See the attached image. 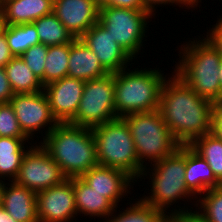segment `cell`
I'll list each match as a JSON object with an SVG mask.
<instances>
[{"label":"cell","mask_w":222,"mask_h":222,"mask_svg":"<svg viewBox=\"0 0 222 222\" xmlns=\"http://www.w3.org/2000/svg\"><path fill=\"white\" fill-rule=\"evenodd\" d=\"M80 178L94 191L103 194L115 207L122 206L119 204L126 201L125 196L128 198V194L132 195L131 191L137 185L126 172L101 165L92 167Z\"/></svg>","instance_id":"4fadbf2b"},{"label":"cell","mask_w":222,"mask_h":222,"mask_svg":"<svg viewBox=\"0 0 222 222\" xmlns=\"http://www.w3.org/2000/svg\"><path fill=\"white\" fill-rule=\"evenodd\" d=\"M66 179L68 178L47 150L40 143H34L25 153L14 181L37 194Z\"/></svg>","instance_id":"8fae6325"},{"label":"cell","mask_w":222,"mask_h":222,"mask_svg":"<svg viewBox=\"0 0 222 222\" xmlns=\"http://www.w3.org/2000/svg\"><path fill=\"white\" fill-rule=\"evenodd\" d=\"M53 13L76 39L98 22L99 7L94 0H56Z\"/></svg>","instance_id":"2e32d148"},{"label":"cell","mask_w":222,"mask_h":222,"mask_svg":"<svg viewBox=\"0 0 222 222\" xmlns=\"http://www.w3.org/2000/svg\"><path fill=\"white\" fill-rule=\"evenodd\" d=\"M164 81L159 112L180 145H191L197 138L211 132V100L199 96L173 70Z\"/></svg>","instance_id":"6da1fadb"},{"label":"cell","mask_w":222,"mask_h":222,"mask_svg":"<svg viewBox=\"0 0 222 222\" xmlns=\"http://www.w3.org/2000/svg\"><path fill=\"white\" fill-rule=\"evenodd\" d=\"M36 201L39 222H76V219L78 220L73 178L38 192Z\"/></svg>","instance_id":"7c38bea8"},{"label":"cell","mask_w":222,"mask_h":222,"mask_svg":"<svg viewBox=\"0 0 222 222\" xmlns=\"http://www.w3.org/2000/svg\"><path fill=\"white\" fill-rule=\"evenodd\" d=\"M0 137L28 138L20 128L10 102L0 104Z\"/></svg>","instance_id":"f546056e"},{"label":"cell","mask_w":222,"mask_h":222,"mask_svg":"<svg viewBox=\"0 0 222 222\" xmlns=\"http://www.w3.org/2000/svg\"><path fill=\"white\" fill-rule=\"evenodd\" d=\"M143 3L147 11L154 17L153 19H155L156 14L159 12L157 8L158 6L159 8L162 6H165L166 8L167 5L173 7L178 6L182 9H188V11L193 9L185 0H143Z\"/></svg>","instance_id":"1f68e13d"},{"label":"cell","mask_w":222,"mask_h":222,"mask_svg":"<svg viewBox=\"0 0 222 222\" xmlns=\"http://www.w3.org/2000/svg\"><path fill=\"white\" fill-rule=\"evenodd\" d=\"M211 133L222 141V109L216 103L212 109Z\"/></svg>","instance_id":"d590c367"},{"label":"cell","mask_w":222,"mask_h":222,"mask_svg":"<svg viewBox=\"0 0 222 222\" xmlns=\"http://www.w3.org/2000/svg\"><path fill=\"white\" fill-rule=\"evenodd\" d=\"M147 68L146 65L129 68L114 73L115 112L117 118L127 115L158 110L161 89L170 75L160 67ZM133 68L132 70H130ZM166 75H165V74Z\"/></svg>","instance_id":"5b68a950"},{"label":"cell","mask_w":222,"mask_h":222,"mask_svg":"<svg viewBox=\"0 0 222 222\" xmlns=\"http://www.w3.org/2000/svg\"><path fill=\"white\" fill-rule=\"evenodd\" d=\"M192 8L193 10L195 11V9L197 10V7L199 8V11H201L200 7L202 4V1L203 0H185Z\"/></svg>","instance_id":"ab89813d"},{"label":"cell","mask_w":222,"mask_h":222,"mask_svg":"<svg viewBox=\"0 0 222 222\" xmlns=\"http://www.w3.org/2000/svg\"><path fill=\"white\" fill-rule=\"evenodd\" d=\"M196 201V209L208 222H222V186L209 189Z\"/></svg>","instance_id":"f1b7e54d"},{"label":"cell","mask_w":222,"mask_h":222,"mask_svg":"<svg viewBox=\"0 0 222 222\" xmlns=\"http://www.w3.org/2000/svg\"><path fill=\"white\" fill-rule=\"evenodd\" d=\"M190 146L206 160L222 184V141L210 132L197 138Z\"/></svg>","instance_id":"4316f807"},{"label":"cell","mask_w":222,"mask_h":222,"mask_svg":"<svg viewBox=\"0 0 222 222\" xmlns=\"http://www.w3.org/2000/svg\"><path fill=\"white\" fill-rule=\"evenodd\" d=\"M152 18L153 16L148 11L102 6L99 8L98 22L137 62L138 55L143 54L146 48L147 43L144 42L147 40L146 34H149L148 29L151 28L149 27L151 24L148 23L152 21Z\"/></svg>","instance_id":"ba28073f"},{"label":"cell","mask_w":222,"mask_h":222,"mask_svg":"<svg viewBox=\"0 0 222 222\" xmlns=\"http://www.w3.org/2000/svg\"><path fill=\"white\" fill-rule=\"evenodd\" d=\"M1 206L18 222H39L36 193L15 181L4 182Z\"/></svg>","instance_id":"e0dca14e"},{"label":"cell","mask_w":222,"mask_h":222,"mask_svg":"<svg viewBox=\"0 0 222 222\" xmlns=\"http://www.w3.org/2000/svg\"><path fill=\"white\" fill-rule=\"evenodd\" d=\"M33 23L40 43L45 46L71 43L75 39L53 12L38 18Z\"/></svg>","instance_id":"484cf974"},{"label":"cell","mask_w":222,"mask_h":222,"mask_svg":"<svg viewBox=\"0 0 222 222\" xmlns=\"http://www.w3.org/2000/svg\"><path fill=\"white\" fill-rule=\"evenodd\" d=\"M107 74L109 72L101 65L96 54L80 38L70 43L68 77L88 81Z\"/></svg>","instance_id":"ac0fdd59"},{"label":"cell","mask_w":222,"mask_h":222,"mask_svg":"<svg viewBox=\"0 0 222 222\" xmlns=\"http://www.w3.org/2000/svg\"><path fill=\"white\" fill-rule=\"evenodd\" d=\"M14 94L43 91L44 86L21 56L13 57L4 67Z\"/></svg>","instance_id":"603a6c76"},{"label":"cell","mask_w":222,"mask_h":222,"mask_svg":"<svg viewBox=\"0 0 222 222\" xmlns=\"http://www.w3.org/2000/svg\"><path fill=\"white\" fill-rule=\"evenodd\" d=\"M9 46L7 44L5 33L0 31V67H5L6 64L13 58Z\"/></svg>","instance_id":"74e56055"},{"label":"cell","mask_w":222,"mask_h":222,"mask_svg":"<svg viewBox=\"0 0 222 222\" xmlns=\"http://www.w3.org/2000/svg\"><path fill=\"white\" fill-rule=\"evenodd\" d=\"M209 30L207 28L204 36L210 41V43L220 52L222 56V14L219 18L217 16V21L214 25L210 23Z\"/></svg>","instance_id":"d6a6232c"},{"label":"cell","mask_w":222,"mask_h":222,"mask_svg":"<svg viewBox=\"0 0 222 222\" xmlns=\"http://www.w3.org/2000/svg\"><path fill=\"white\" fill-rule=\"evenodd\" d=\"M0 222H18L0 205Z\"/></svg>","instance_id":"f35d334b"},{"label":"cell","mask_w":222,"mask_h":222,"mask_svg":"<svg viewBox=\"0 0 222 222\" xmlns=\"http://www.w3.org/2000/svg\"><path fill=\"white\" fill-rule=\"evenodd\" d=\"M69 54L70 43L48 46L44 65V86L67 76Z\"/></svg>","instance_id":"83f0119b"},{"label":"cell","mask_w":222,"mask_h":222,"mask_svg":"<svg viewBox=\"0 0 222 222\" xmlns=\"http://www.w3.org/2000/svg\"><path fill=\"white\" fill-rule=\"evenodd\" d=\"M73 190L75 195V206L77 215L86 218L91 217L100 219L102 222L109 215H111L115 206L103 196V194L97 193L87 183H85L80 177L73 178Z\"/></svg>","instance_id":"44dd1931"},{"label":"cell","mask_w":222,"mask_h":222,"mask_svg":"<svg viewBox=\"0 0 222 222\" xmlns=\"http://www.w3.org/2000/svg\"><path fill=\"white\" fill-rule=\"evenodd\" d=\"M115 119L118 118L115 112L114 73L85 81L82 99L70 124L92 129Z\"/></svg>","instance_id":"9c48e42d"},{"label":"cell","mask_w":222,"mask_h":222,"mask_svg":"<svg viewBox=\"0 0 222 222\" xmlns=\"http://www.w3.org/2000/svg\"><path fill=\"white\" fill-rule=\"evenodd\" d=\"M162 222H174L169 216H167Z\"/></svg>","instance_id":"f6af8a7d"},{"label":"cell","mask_w":222,"mask_h":222,"mask_svg":"<svg viewBox=\"0 0 222 222\" xmlns=\"http://www.w3.org/2000/svg\"><path fill=\"white\" fill-rule=\"evenodd\" d=\"M197 36L189 41L187 38L178 46L180 49L176 47L179 58L173 60L176 64L172 69L199 96L216 103L222 96L219 79L222 56L203 34Z\"/></svg>","instance_id":"3957f363"},{"label":"cell","mask_w":222,"mask_h":222,"mask_svg":"<svg viewBox=\"0 0 222 222\" xmlns=\"http://www.w3.org/2000/svg\"><path fill=\"white\" fill-rule=\"evenodd\" d=\"M14 92L8 81L4 67H0V104L8 103L13 97Z\"/></svg>","instance_id":"e575fe53"},{"label":"cell","mask_w":222,"mask_h":222,"mask_svg":"<svg viewBox=\"0 0 222 222\" xmlns=\"http://www.w3.org/2000/svg\"><path fill=\"white\" fill-rule=\"evenodd\" d=\"M34 143L29 138L0 137V180L16 179L25 153Z\"/></svg>","instance_id":"7402d4cb"},{"label":"cell","mask_w":222,"mask_h":222,"mask_svg":"<svg viewBox=\"0 0 222 222\" xmlns=\"http://www.w3.org/2000/svg\"><path fill=\"white\" fill-rule=\"evenodd\" d=\"M85 81L64 77L44 86L51 112L58 123H70L82 99Z\"/></svg>","instance_id":"5bb4252c"},{"label":"cell","mask_w":222,"mask_h":222,"mask_svg":"<svg viewBox=\"0 0 222 222\" xmlns=\"http://www.w3.org/2000/svg\"><path fill=\"white\" fill-rule=\"evenodd\" d=\"M3 28V24H2V21H1V18H0V31L2 30Z\"/></svg>","instance_id":"bcb514c9"},{"label":"cell","mask_w":222,"mask_h":222,"mask_svg":"<svg viewBox=\"0 0 222 222\" xmlns=\"http://www.w3.org/2000/svg\"><path fill=\"white\" fill-rule=\"evenodd\" d=\"M48 53V46L40 43L27 49L21 58L44 86V65Z\"/></svg>","instance_id":"4dcf8cb0"},{"label":"cell","mask_w":222,"mask_h":222,"mask_svg":"<svg viewBox=\"0 0 222 222\" xmlns=\"http://www.w3.org/2000/svg\"><path fill=\"white\" fill-rule=\"evenodd\" d=\"M122 119L130 129L138 162L144 168L173 154L181 146L159 110L130 114Z\"/></svg>","instance_id":"52a82bcc"},{"label":"cell","mask_w":222,"mask_h":222,"mask_svg":"<svg viewBox=\"0 0 222 222\" xmlns=\"http://www.w3.org/2000/svg\"><path fill=\"white\" fill-rule=\"evenodd\" d=\"M38 143L47 150L68 179L81 177L99 165L91 128L59 123Z\"/></svg>","instance_id":"277c9868"},{"label":"cell","mask_w":222,"mask_h":222,"mask_svg":"<svg viewBox=\"0 0 222 222\" xmlns=\"http://www.w3.org/2000/svg\"><path fill=\"white\" fill-rule=\"evenodd\" d=\"M136 196L137 198L133 199V194L130 198L131 201L124 204L127 207L121 211L117 210L119 207H116L114 212L103 222H162L167 217L163 212L147 204L141 198L139 199L138 195Z\"/></svg>","instance_id":"cb8c5ba5"},{"label":"cell","mask_w":222,"mask_h":222,"mask_svg":"<svg viewBox=\"0 0 222 222\" xmlns=\"http://www.w3.org/2000/svg\"><path fill=\"white\" fill-rule=\"evenodd\" d=\"M184 178L187 188L197 198L209 189L222 186L206 160L190 145H185Z\"/></svg>","instance_id":"d6986e66"},{"label":"cell","mask_w":222,"mask_h":222,"mask_svg":"<svg viewBox=\"0 0 222 222\" xmlns=\"http://www.w3.org/2000/svg\"><path fill=\"white\" fill-rule=\"evenodd\" d=\"M184 174L185 145H181L173 154L143 169L139 182L144 179V183L146 178L149 179V182L146 183L150 184L147 187L151 189L146 187L143 196L139 198L163 212L166 216L191 210L193 207L196 208L197 201L195 200H197V197L187 188ZM180 200L183 202L181 203ZM186 203L191 204L187 207ZM180 204H183V206H180Z\"/></svg>","instance_id":"7a4b0ae2"},{"label":"cell","mask_w":222,"mask_h":222,"mask_svg":"<svg viewBox=\"0 0 222 222\" xmlns=\"http://www.w3.org/2000/svg\"><path fill=\"white\" fill-rule=\"evenodd\" d=\"M53 12L50 0H5L0 7L3 25L33 23Z\"/></svg>","instance_id":"ffe728a7"},{"label":"cell","mask_w":222,"mask_h":222,"mask_svg":"<svg viewBox=\"0 0 222 222\" xmlns=\"http://www.w3.org/2000/svg\"><path fill=\"white\" fill-rule=\"evenodd\" d=\"M219 79L222 87V58H221V63H220V68H219Z\"/></svg>","instance_id":"b9f144b4"},{"label":"cell","mask_w":222,"mask_h":222,"mask_svg":"<svg viewBox=\"0 0 222 222\" xmlns=\"http://www.w3.org/2000/svg\"><path fill=\"white\" fill-rule=\"evenodd\" d=\"M169 217L174 222H208V220L196 208L174 213Z\"/></svg>","instance_id":"836d02e7"},{"label":"cell","mask_w":222,"mask_h":222,"mask_svg":"<svg viewBox=\"0 0 222 222\" xmlns=\"http://www.w3.org/2000/svg\"><path fill=\"white\" fill-rule=\"evenodd\" d=\"M216 104L222 109V96H221V98L216 102Z\"/></svg>","instance_id":"7bdbcfd3"},{"label":"cell","mask_w":222,"mask_h":222,"mask_svg":"<svg viewBox=\"0 0 222 222\" xmlns=\"http://www.w3.org/2000/svg\"><path fill=\"white\" fill-rule=\"evenodd\" d=\"M110 0H94V3L100 8L102 6H106Z\"/></svg>","instance_id":"60d3db41"},{"label":"cell","mask_w":222,"mask_h":222,"mask_svg":"<svg viewBox=\"0 0 222 222\" xmlns=\"http://www.w3.org/2000/svg\"><path fill=\"white\" fill-rule=\"evenodd\" d=\"M106 6L147 11L143 0H110Z\"/></svg>","instance_id":"8d00e7d4"},{"label":"cell","mask_w":222,"mask_h":222,"mask_svg":"<svg viewBox=\"0 0 222 222\" xmlns=\"http://www.w3.org/2000/svg\"><path fill=\"white\" fill-rule=\"evenodd\" d=\"M2 31L14 57L21 56L30 47L40 44L34 23L3 25Z\"/></svg>","instance_id":"d4e9b609"},{"label":"cell","mask_w":222,"mask_h":222,"mask_svg":"<svg viewBox=\"0 0 222 222\" xmlns=\"http://www.w3.org/2000/svg\"><path fill=\"white\" fill-rule=\"evenodd\" d=\"M92 133L99 165L124 171L138 182L144 167L138 162L127 123L118 118L92 128Z\"/></svg>","instance_id":"8992f818"},{"label":"cell","mask_w":222,"mask_h":222,"mask_svg":"<svg viewBox=\"0 0 222 222\" xmlns=\"http://www.w3.org/2000/svg\"><path fill=\"white\" fill-rule=\"evenodd\" d=\"M3 184L4 182L0 180V205H1V190H2Z\"/></svg>","instance_id":"ee69618b"},{"label":"cell","mask_w":222,"mask_h":222,"mask_svg":"<svg viewBox=\"0 0 222 222\" xmlns=\"http://www.w3.org/2000/svg\"><path fill=\"white\" fill-rule=\"evenodd\" d=\"M19 126L23 133L35 143L44 139L59 123L53 116L44 91L14 94L10 99ZM45 130V131H44ZM44 131V132H43ZM41 135L38 137V134ZM41 133V134H40Z\"/></svg>","instance_id":"30bf717a"},{"label":"cell","mask_w":222,"mask_h":222,"mask_svg":"<svg viewBox=\"0 0 222 222\" xmlns=\"http://www.w3.org/2000/svg\"><path fill=\"white\" fill-rule=\"evenodd\" d=\"M80 39L96 54L109 73H116L134 65V60L99 22L89 28Z\"/></svg>","instance_id":"9a60e30c"}]
</instances>
